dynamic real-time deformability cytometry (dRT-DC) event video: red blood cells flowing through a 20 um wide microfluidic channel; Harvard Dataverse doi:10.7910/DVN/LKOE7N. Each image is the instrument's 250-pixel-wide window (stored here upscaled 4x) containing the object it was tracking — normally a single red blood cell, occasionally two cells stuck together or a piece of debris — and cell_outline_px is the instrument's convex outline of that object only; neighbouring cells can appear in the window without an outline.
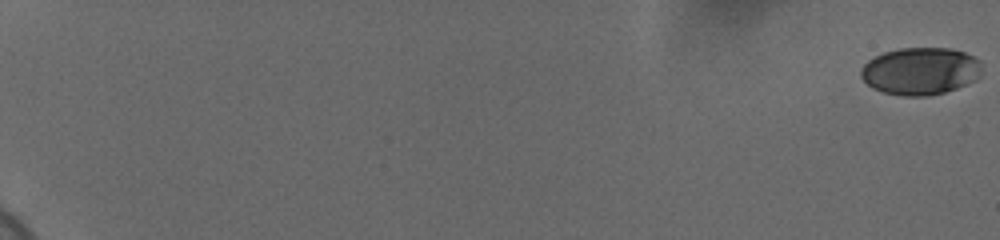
{"species": "human", "species_latin": "Homo sapiens", "temperature_condition": "cold", "stored_images_in_passage": 60, "camera_frame_rate_fps": 3000, "um_per_image_px": 0.085, "donor": {"sex": "female"}, "frame": {"image": 1, "passage_image": 1, "time_ms": 0.0, "image_size_px": [1000, 240], "cell_outline_px": [[980, 76], [976, 80], [968, 84], [944, 92], [928, 96], [904, 96], [884, 92], [872, 88], [860, 76], [860, 68], [868, 60], [884, 52], [900, 48], [948, 48], [964, 52], [980, 60]], "centroid_in_image_um": [78.23, 6.04], "position_along_channel_um": 6.8, "area_um2": 33.41}}
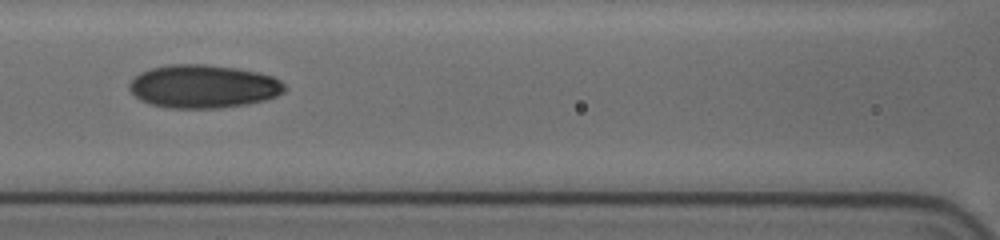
{"frame": {"image": 2, "passage_image": 32, "time_ms": 10.333, "image_size_px": [1000, 240], "cell_outline_px": [[288, 88], [284, 92], [276, 96], [264, 100], [248, 104], [220, 108], [168, 108], [148, 104], [140, 100], [128, 88], [128, 84], [140, 72], [152, 68], [172, 64], [204, 64], [236, 68], [256, 72], [272, 76], [280, 80]], "centroid_in_image_um": [17.28, 7.35], "position_along_channel_um": 149.3, "area_um2": 39.25}}
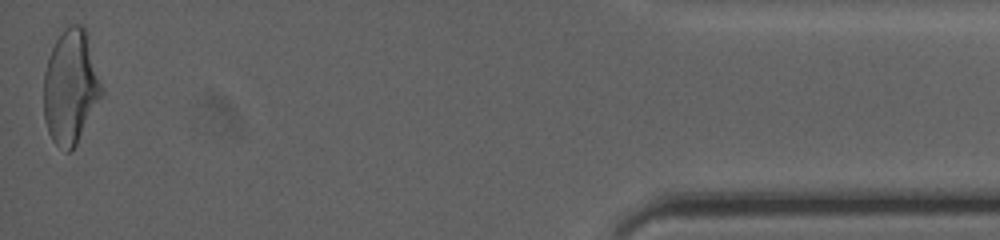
{"frame": {"image": 3, "passage_image": 60, "time_ms": 19.667, "image_size_px": [1000, 240], "cell_outline_px": [[104, 92], [76, 144], [68, 152], [56, 144], [52, 140], [48, 132], [44, 120], [44, 72], [52, 48], [56, 40], [64, 28], [68, 24], [80, 24], [88, 32]], "centroid_in_image_um": [6.02, 7.35], "position_along_channel_um": 429.2, "area_um2": 38.61}, "authors_computed_cell_mechanics": {"area_um2": 36.414, "velocity_mm_per_s": 3.7023, "shape_relaxation_time_tau1_ms": 5.7193, "shape_relaxation_time_tau2_ms": 2.1348, "deformation_change_tau1": 0.1607, "deformation_change_tau2": 0.0679}}